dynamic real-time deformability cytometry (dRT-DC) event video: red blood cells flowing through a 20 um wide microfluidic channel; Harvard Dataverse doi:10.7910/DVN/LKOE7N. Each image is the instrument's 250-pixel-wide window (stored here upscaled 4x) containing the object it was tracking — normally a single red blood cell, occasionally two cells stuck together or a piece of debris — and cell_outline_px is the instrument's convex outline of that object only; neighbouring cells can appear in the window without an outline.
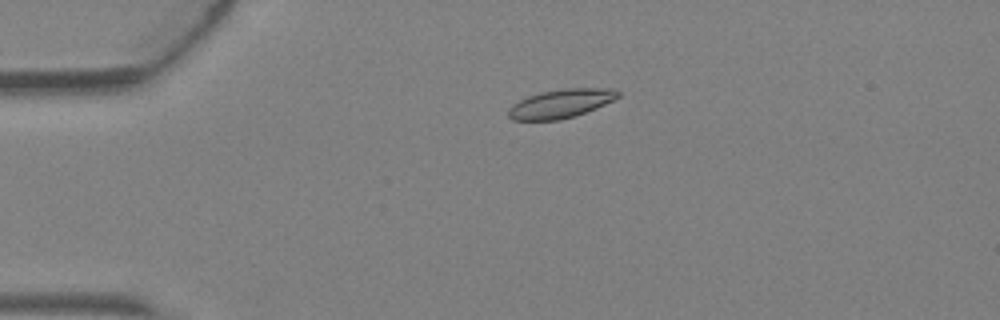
{"species": "Egyptian fruit bat (a non-hibernating species)", "species_latin": "Rousettus aegyptiacus", "temperature_condition": "warm", "stored_images_in_passage": 3, "camera_frame_rate_fps": 3000, "um_per_image_px": 0.085, "animal": {"sex": "female"}, "frame": {"image": 1, "passage_image": 2, "time_ms": 0.333, "image_size_px": [1000, 320], "cell_outline_px": [[620, 96], [596, 108], [576, 116], [560, 120], [512, 120], [508, 116], [508, 108], [512, 104], [528, 96], [540, 92], [564, 88], [612, 88], [620, 92]], "centroid_in_image_um": [47.66, 8.8], "position_along_channel_um": 37.3, "area_um2": 18.44}}